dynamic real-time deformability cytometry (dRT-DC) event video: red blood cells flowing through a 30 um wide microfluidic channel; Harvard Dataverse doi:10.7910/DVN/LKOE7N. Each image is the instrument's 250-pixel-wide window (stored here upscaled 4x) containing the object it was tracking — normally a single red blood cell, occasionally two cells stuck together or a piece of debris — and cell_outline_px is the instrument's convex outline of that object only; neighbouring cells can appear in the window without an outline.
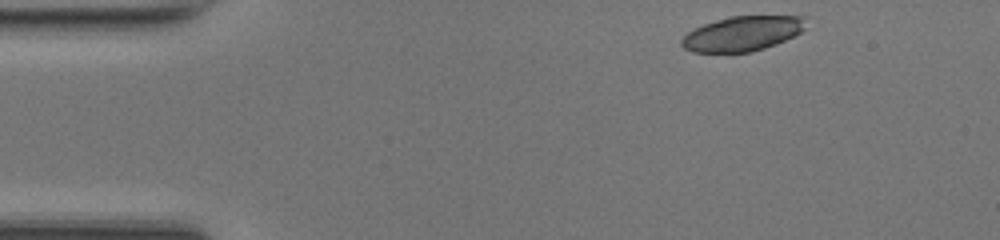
{"species": "common noctule bat (a hibernating species)", "species_latin": "Nyctalus noctula", "temperature_condition": "room temperature", "stored_images_in_passage": 43, "camera_frame_rate_fps": 3000, "um_per_image_px": 0.085, "animal": {"sex": "female", "body_mass_g": 17.0, "forearm_length_mm": 48.0}, "frame": {"image": 1, "passage_image": 1, "time_ms": 0.0, "image_size_px": [1000, 240], "cell_outline_px": [[804, 28], [800, 32], [776, 44], [752, 52], [692, 52], [684, 48], [680, 44], [680, 40], [688, 32], [704, 24], [728, 16], [804, 16]], "centroid_in_image_um": [63.06, 2.86], "position_along_channel_um": 21.9, "area_um2": 24.97}}